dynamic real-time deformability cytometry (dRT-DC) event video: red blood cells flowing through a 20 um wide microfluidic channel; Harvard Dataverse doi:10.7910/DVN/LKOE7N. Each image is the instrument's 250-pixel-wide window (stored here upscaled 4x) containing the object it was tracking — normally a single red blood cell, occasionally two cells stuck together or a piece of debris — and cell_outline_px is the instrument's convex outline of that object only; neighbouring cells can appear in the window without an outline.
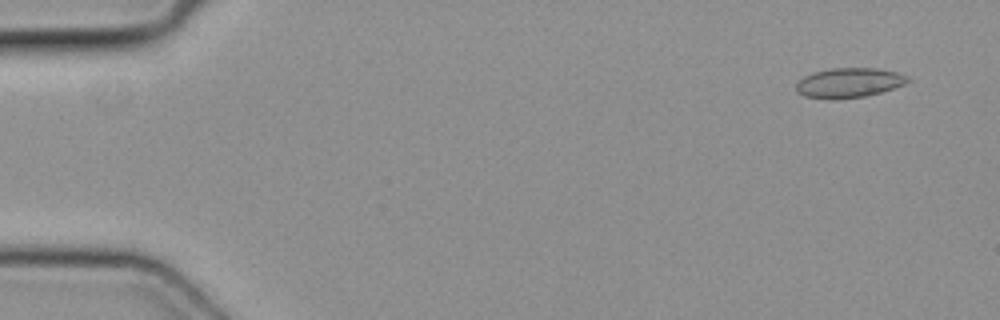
{"species": "common noctule bat (a hibernating species)", "species_latin": "Nyctalus noctula", "temperature_condition": "cold", "stored_images_in_passage": 50, "camera_frame_rate_fps": 3000, "um_per_image_px": 0.085, "animal": {"sex": "female", "body_mass_g": 19.3, "forearm_length_mm": 54.1}, "frame": {"image": 1, "passage_image": 3, "time_ms": 0.667, "image_size_px": [1000, 320], "cell_outline_px": [[912, 80], [904, 84], [880, 92], [864, 96], [804, 96], [796, 92], [796, 84], [804, 76], [816, 72], [832, 68], [876, 68], [896, 72], [908, 76]], "centroid_in_image_um": [72.22, 6.98], "position_along_channel_um": 12.8, "area_um2": 18.38}}
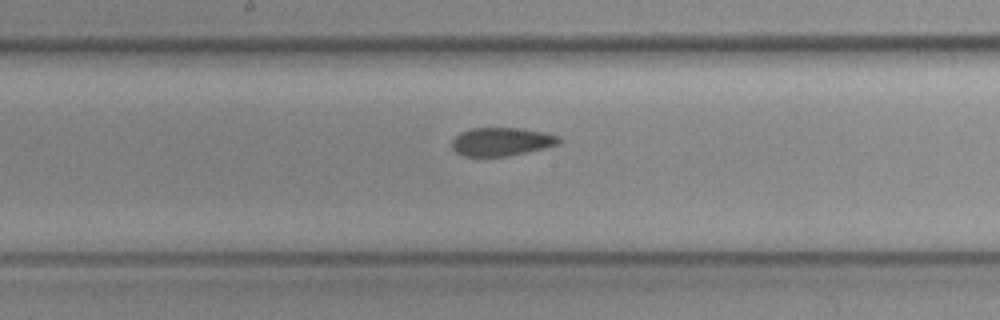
{"frame": {"image": 2, "passage_image": 26, "time_ms": 8.333, "image_size_px": [1000, 320], "cell_outline_px": [[564, 140], [560, 144], [544, 148], [508, 156], [464, 156], [456, 152], [452, 148], [452, 140], [460, 132], [472, 128], [520, 128], [544, 132], [560, 136]], "centroid_in_image_um": [42.67, 12.04], "position_along_channel_um": 205.5, "area_um2": 17.8}}
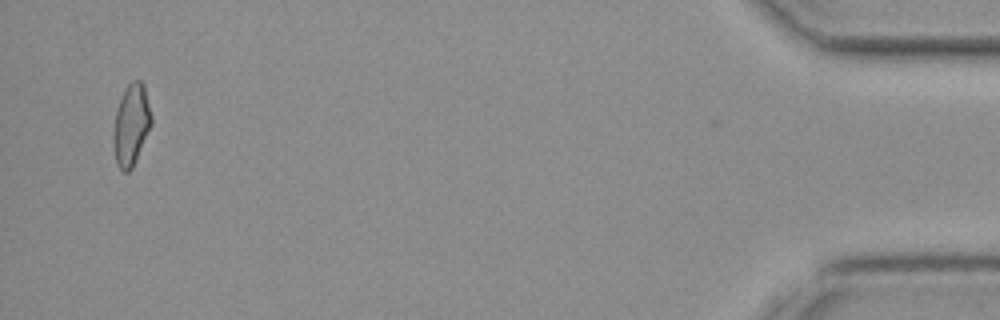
{"frame": {"image": 3, "passage_image": 48, "time_ms": 15.667, "image_size_px": [1000, 320], "cell_outline_px": [[152, 124], [132, 168], [128, 172], [124, 172], [116, 164], [112, 144], [112, 132], [116, 108], [124, 88], [132, 80], [140, 80], [144, 84], [152, 116]], "centroid_in_image_um": [11.13, 10.59], "position_along_channel_um": 424.1, "area_um2": 18.38}}